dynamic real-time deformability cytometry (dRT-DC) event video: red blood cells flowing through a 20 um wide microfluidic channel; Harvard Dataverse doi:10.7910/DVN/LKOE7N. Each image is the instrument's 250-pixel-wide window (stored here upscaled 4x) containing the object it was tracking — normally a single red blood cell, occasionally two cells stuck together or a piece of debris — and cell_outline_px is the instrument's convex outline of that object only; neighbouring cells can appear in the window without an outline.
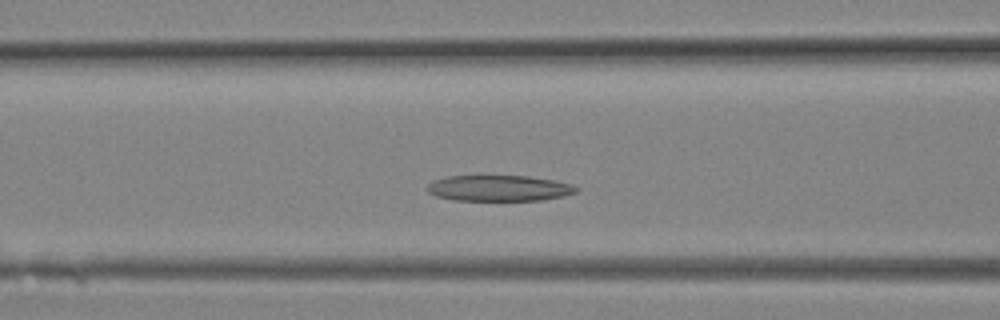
{"species": "Egyptian fruit bat (a non-hibernating species)", "species_latin": "Rousettus aegyptiacus", "temperature_condition": "room temperature", "stored_images_in_passage": 4, "camera_frame_rate_fps": 3000, "um_per_image_px": 0.085, "animal": {"sex": "female"}, "frame": {"image": 1, "passage_image": 4, "time_ms": 1.0, "image_size_px": [1000, 320], "cell_outline_px": [[580, 188], [576, 192], [564, 196], [540, 200], [452, 200], [436, 196], [428, 192], [424, 188], [432, 180], [448, 176], [528, 176], [552, 180], [572, 184]], "centroid_in_image_um": [42.38, 15.99], "position_along_channel_um": 124.2, "area_um2": 22.54}}